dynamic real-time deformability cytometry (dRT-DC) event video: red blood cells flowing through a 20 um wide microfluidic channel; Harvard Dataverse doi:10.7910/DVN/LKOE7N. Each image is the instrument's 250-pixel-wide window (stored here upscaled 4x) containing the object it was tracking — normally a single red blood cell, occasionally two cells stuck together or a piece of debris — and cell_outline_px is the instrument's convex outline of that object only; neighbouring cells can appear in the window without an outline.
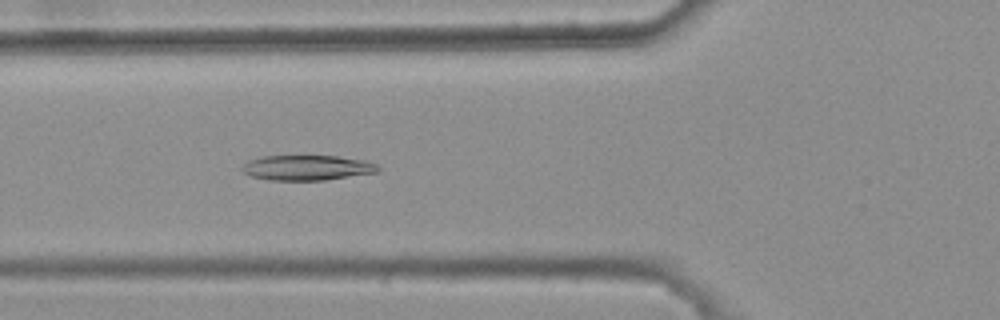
{"species": "common noctule bat (a hibernating species)", "species_latin": "Nyctalus noctula", "temperature_condition": "warm", "stored_images_in_passage": 45, "camera_frame_rate_fps": 3000, "um_per_image_px": 0.085, "animal": {"sex": "female", "body_mass_g": 25.1}, "frame": {"image": 1, "passage_image": 19, "time_ms": 6.0, "image_size_px": [1000, 320], "cell_outline_px": [[380, 172], [324, 180], [268, 180], [252, 176], [244, 172], [240, 168], [248, 160], [264, 156], [336, 156], [364, 160], [376, 164], [380, 168]], "centroid_in_image_um": [26.12, 14.26], "position_along_channel_um": 99.7, "area_um2": 19.88}}
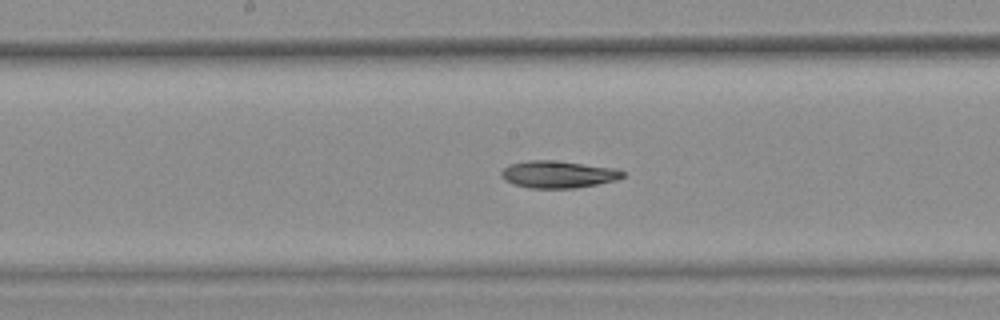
{"frame": {"image": 2, "passage_image": 27, "time_ms": 8.667, "image_size_px": [1000, 320], "cell_outline_px": [[624, 176], [616, 180], [576, 188], [528, 188], [504, 180], [500, 176], [500, 172], [508, 164], [528, 160], [556, 160], [616, 168], [624, 172]], "centroid_in_image_um": [47.42, 14.81], "position_along_channel_um": 200.8, "area_um2": 19.31}}
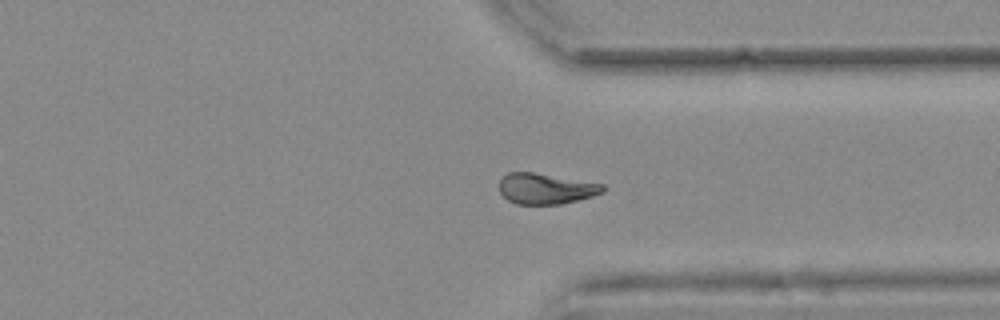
{"frame": {"image": 3, "passage_image": 40, "time_ms": 13.0, "image_size_px": [1000, 320], "cell_outline_px": [[604, 192], [592, 196], [560, 204], [516, 204], [508, 200], [500, 192], [500, 180], [508, 172], [532, 172], [604, 184]], "centroid_in_image_um": [46.38, 16.03], "position_along_channel_um": 365.0, "area_um2": 18.32}}